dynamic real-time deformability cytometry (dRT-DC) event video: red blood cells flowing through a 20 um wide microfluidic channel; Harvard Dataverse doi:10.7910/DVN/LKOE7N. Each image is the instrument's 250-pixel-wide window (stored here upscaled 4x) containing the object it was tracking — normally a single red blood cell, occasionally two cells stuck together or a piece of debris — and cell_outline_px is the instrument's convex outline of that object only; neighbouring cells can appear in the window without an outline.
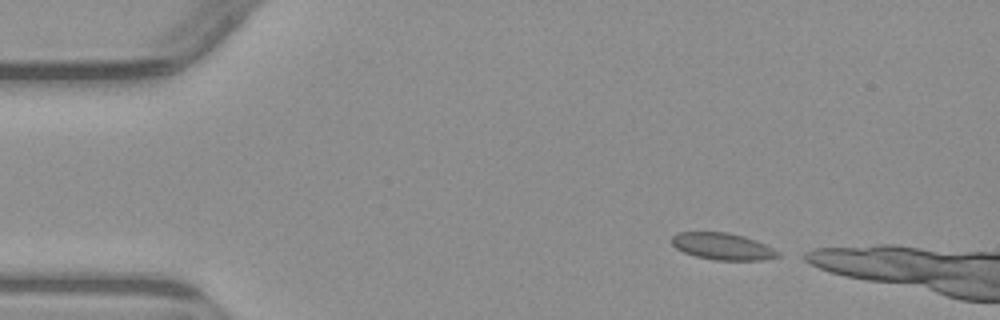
{"species": "common noctule bat (a hibernating species)", "species_latin": "Nyctalus noctula", "temperature_condition": "warm", "stored_images_in_passage": 2, "camera_frame_rate_fps": 3000, "um_per_image_px": 0.085, "animal": {"sex": "male", "body_mass_g": 23.1, "forearm_length_mm": 52.7}, "frame": {"image": 1, "passage_image": 1, "time_ms": 0.0, "image_size_px": [1000, 320], "cell_outline_px": [[780, 256], [764, 260], [716, 260], [696, 256], [684, 252], [676, 248], [672, 244], [672, 236], [680, 232], [728, 232], [744, 236], [756, 240], [780, 252]], "centroid_in_image_um": [61.43, 20.94], "position_along_channel_um": 23.6, "area_um2": 16.53}}